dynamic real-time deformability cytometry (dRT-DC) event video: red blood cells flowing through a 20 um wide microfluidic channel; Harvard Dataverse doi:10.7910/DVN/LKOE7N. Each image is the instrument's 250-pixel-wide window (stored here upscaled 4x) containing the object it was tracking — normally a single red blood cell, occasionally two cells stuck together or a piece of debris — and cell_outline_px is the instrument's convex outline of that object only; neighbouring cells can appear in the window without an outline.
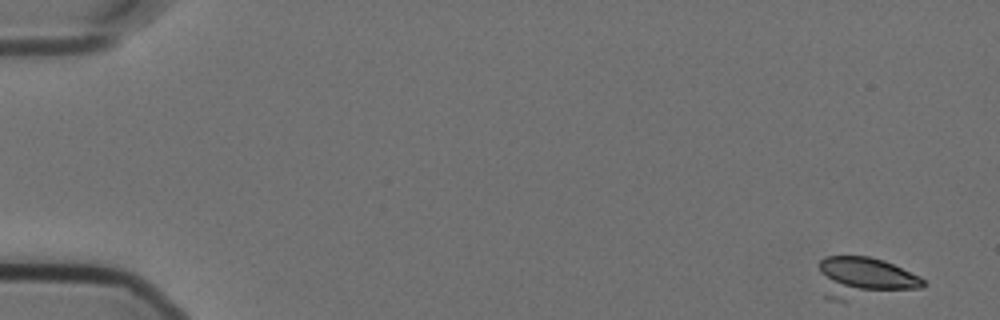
{"species": "Egyptian fruit bat (a non-hibernating species)", "species_latin": "Rousettus aegyptiacus", "temperature_condition": "cold", "stored_images_in_passage": 56, "camera_frame_rate_fps": 3000, "um_per_image_px": 0.085, "animal": {"sex": "female"}, "frame": {"image": 1, "passage_image": 1, "time_ms": 0.0, "image_size_px": [1000, 320], "cell_outline_px": [[924, 284], [920, 288], [844, 304], [828, 300], [824, 296], [820, 272], [820, 260], [824, 256], [868, 256], [884, 260], [920, 276], [924, 280]], "centroid_in_image_um": [73.42, 23.68], "position_along_channel_um": 11.6, "area_um2": 26.13}}
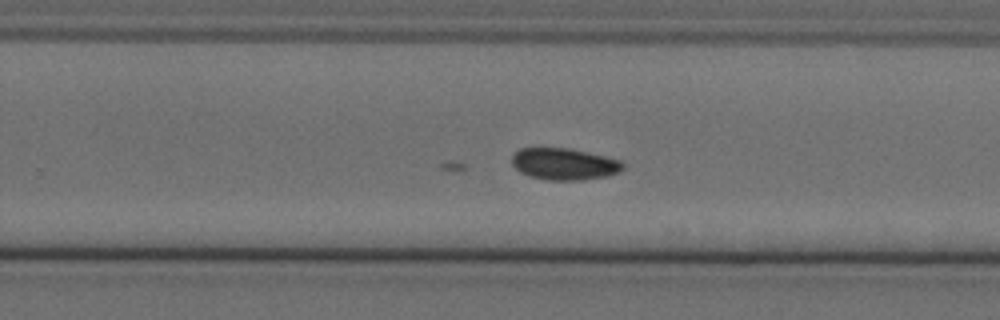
{"frame": {"image": 2, "passage_image": 36, "time_ms": 11.667, "image_size_px": [1000, 320], "cell_outline_px": [[624, 168], [620, 172], [608, 176], [580, 180], [548, 180], [532, 176], [520, 172], [512, 164], [512, 152], [520, 148], [540, 144], [568, 148], [604, 156], [620, 160], [624, 164]], "centroid_in_image_um": [47.89, 13.89], "position_along_channel_um": 281.9, "area_um2": 21.21}}
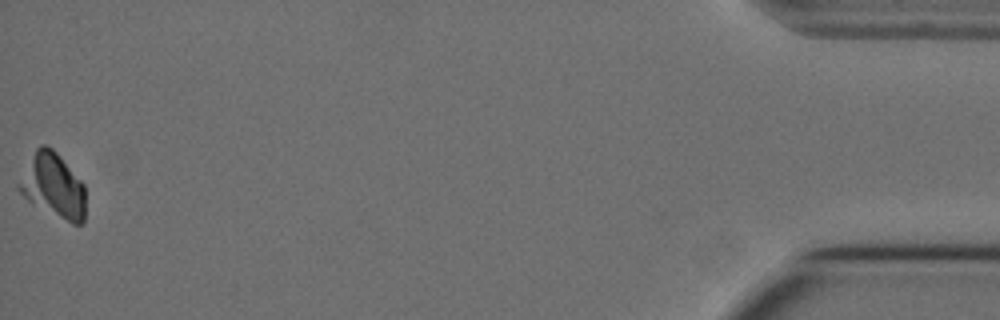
{"frame": {"image": 3, "passage_image": 56, "time_ms": 18.333, "image_size_px": [1000, 320], "cell_outline_px": [[84, 220], [80, 224], [72, 224], [32, 204], [16, 188], [36, 148], [40, 144], [44, 144], [52, 148], [56, 152], [84, 184]], "centroid_in_image_um": [4.52, 15.8], "position_along_channel_um": 430.7, "area_um2": 24.45}}